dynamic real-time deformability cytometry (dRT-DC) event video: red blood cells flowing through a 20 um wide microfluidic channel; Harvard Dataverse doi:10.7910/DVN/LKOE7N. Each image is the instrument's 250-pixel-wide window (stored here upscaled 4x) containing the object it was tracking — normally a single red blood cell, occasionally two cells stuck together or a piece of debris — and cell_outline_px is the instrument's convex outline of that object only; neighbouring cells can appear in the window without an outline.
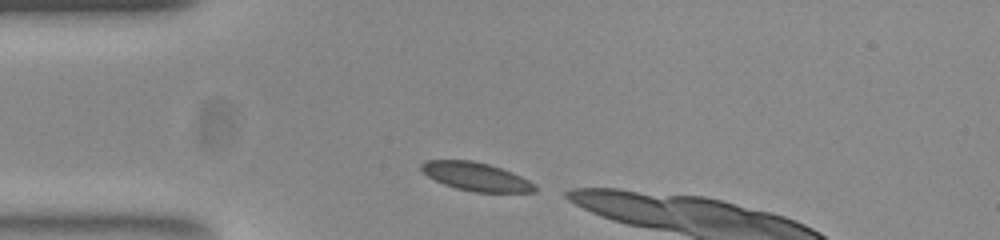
{"species": "common noctule bat (a hibernating species)", "species_latin": "Nyctalus noctula", "temperature_condition": "room temperature", "stored_images_in_passage": 7, "camera_frame_rate_fps": 3000, "um_per_image_px": 0.085, "animal": {"sex": "female", "body_mass_g": 23.0, "forearm_length_mm": 53.4}, "frame": {"image": 1, "passage_image": 1, "time_ms": 0.0, "image_size_px": [1000, 240], "cell_outline_px": [[536, 192], [476, 192], [456, 188], [444, 184], [428, 176], [420, 168], [420, 164], [424, 160], [472, 160], [488, 164], [512, 172], [536, 184]], "centroid_in_image_um": [40.46, 15.01], "position_along_channel_um": 44.5, "area_um2": 18.67}}
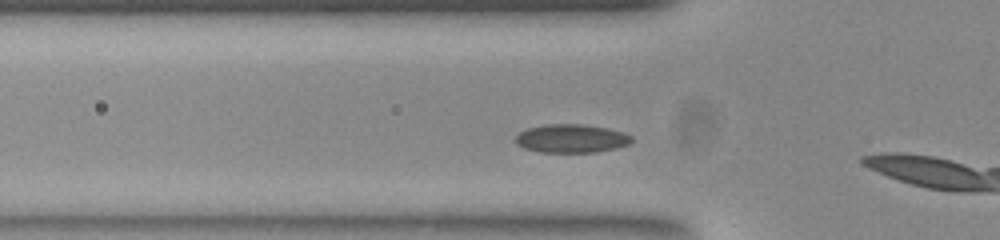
{"frame": {"image": 2, "passage_image": 5, "time_ms": 1.333, "image_size_px": [1000, 240], "cell_outline_px": [[632, 144], [616, 148], [596, 152], [540, 152], [524, 148], [516, 144], [516, 136], [520, 132], [528, 128], [544, 124], [580, 124], [608, 128], [624, 132], [632, 136]], "centroid_in_image_um": [48.6, 11.77], "position_along_channel_um": 77.2, "area_um2": 19.36}}